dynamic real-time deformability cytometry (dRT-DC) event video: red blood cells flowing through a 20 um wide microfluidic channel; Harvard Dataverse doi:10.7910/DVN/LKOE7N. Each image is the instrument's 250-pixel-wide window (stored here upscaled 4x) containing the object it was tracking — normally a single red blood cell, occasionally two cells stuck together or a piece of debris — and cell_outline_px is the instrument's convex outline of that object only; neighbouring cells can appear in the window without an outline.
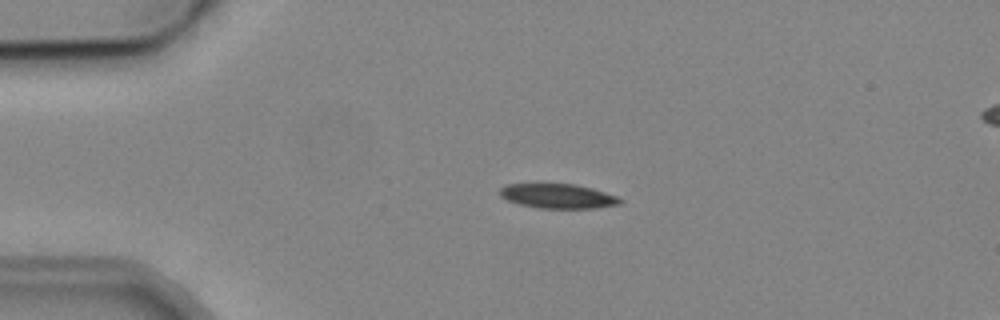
{"species": "common noctule bat (a hibernating species)", "species_latin": "Nyctalus noctula", "temperature_condition": "cold", "stored_images_in_passage": 2, "camera_frame_rate_fps": 3000, "um_per_image_px": 0.085, "animal": {"sex": "male", "body_mass_g": 19.2, "forearm_length_mm": 51.8}, "frame": {"image": 1, "passage_image": 1, "time_ms": 0.0, "image_size_px": [1000, 320], "cell_outline_px": [[624, 200], [620, 204], [592, 208], [540, 208], [520, 204], [508, 200], [500, 196], [500, 188], [504, 184], [536, 180], [540, 180], [576, 184], [592, 188], [620, 196]], "centroid_in_image_um": [47.36, 16.59], "position_along_channel_um": 37.6, "area_um2": 18.32}}